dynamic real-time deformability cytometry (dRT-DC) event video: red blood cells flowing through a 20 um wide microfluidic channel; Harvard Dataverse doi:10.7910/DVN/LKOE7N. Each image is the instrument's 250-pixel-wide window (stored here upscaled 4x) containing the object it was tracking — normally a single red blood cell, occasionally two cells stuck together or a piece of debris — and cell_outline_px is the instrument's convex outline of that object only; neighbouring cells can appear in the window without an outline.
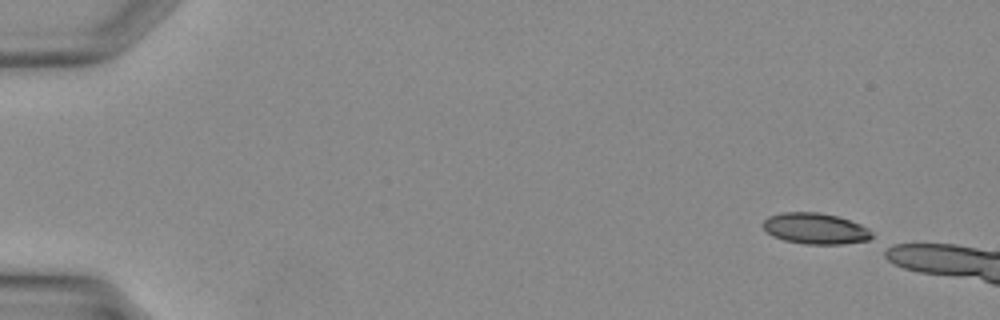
{"species": "Egyptian fruit bat (a non-hibernating species)", "species_latin": "Rousettus aegyptiacus", "temperature_condition": "warm", "stored_images_in_passage": 5, "camera_frame_rate_fps": 3000, "um_per_image_px": 0.085, "animal": {"sex": "female"}, "frame": {"image": 1, "passage_image": 1, "time_ms": 0.0, "image_size_px": [1000, 320], "cell_outline_px": [[872, 236], [868, 240], [844, 244], [804, 244], [784, 240], [772, 236], [760, 224], [768, 216], [784, 212], [816, 212], [836, 216], [860, 224], [868, 228]], "centroid_in_image_um": [69.26, 19.43], "position_along_channel_um": 15.7, "area_um2": 19.59}}